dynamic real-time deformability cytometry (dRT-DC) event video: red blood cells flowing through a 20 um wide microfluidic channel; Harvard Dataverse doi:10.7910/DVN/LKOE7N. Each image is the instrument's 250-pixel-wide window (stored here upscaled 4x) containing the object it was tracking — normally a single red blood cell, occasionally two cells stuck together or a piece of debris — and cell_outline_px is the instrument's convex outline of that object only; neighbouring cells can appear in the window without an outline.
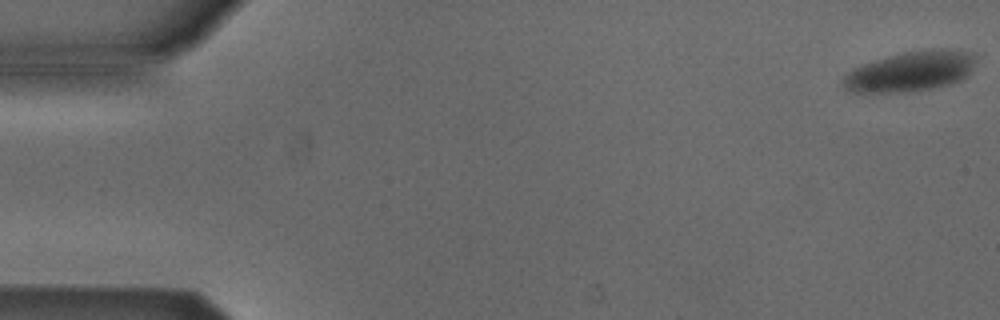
{"species": "Egyptian fruit bat (a non-hibernating species)", "species_latin": "Rousettus aegyptiacus", "temperature_condition": "cold", "stored_images_in_passage": 4, "camera_frame_rate_fps": 3000, "um_per_image_px": 0.085, "animal": {"sex": "male"}, "frame": {"image": 1, "passage_image": 1, "time_ms": 0.0, "image_size_px": [1000, 320], "cell_outline_px": [[976, 60], [968, 72], [960, 80], [948, 84], [932, 88], [908, 92], [848, 92], [844, 88], [840, 80], [848, 72], [864, 64], [888, 56], [904, 52], [928, 48], [948, 48], [976, 52]], "centroid_in_image_um": [77.4, 6.05], "position_along_channel_um": 7.6, "area_um2": 31.15}}
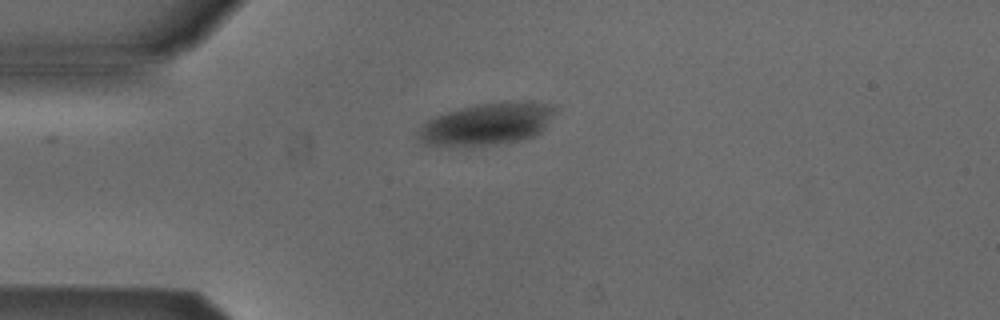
{"frame": {"image": 2, "passage_image": 4, "time_ms": 1.0, "image_size_px": [1000, 320], "cell_outline_px": [[556, 112], [544, 128], [540, 132], [532, 136], [516, 140], [480, 144], [424, 144], [416, 136], [416, 132], [428, 120], [436, 116], [460, 108], [476, 104], [516, 100], [532, 100], [552, 104], [556, 108]], "centroid_in_image_um": [41.46, 10.46], "position_along_channel_um": 43.5, "area_um2": 32.89}}